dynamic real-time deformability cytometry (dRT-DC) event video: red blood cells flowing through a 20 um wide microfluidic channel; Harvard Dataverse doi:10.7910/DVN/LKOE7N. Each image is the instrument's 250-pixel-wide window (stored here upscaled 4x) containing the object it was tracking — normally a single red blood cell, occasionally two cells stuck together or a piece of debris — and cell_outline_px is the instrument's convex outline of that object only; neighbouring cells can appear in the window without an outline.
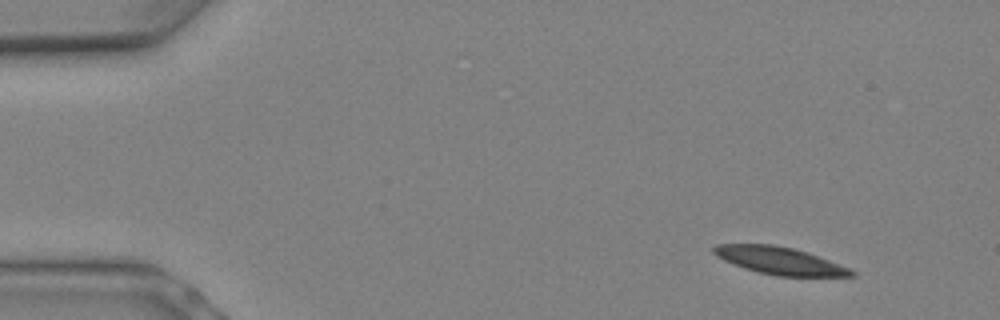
{"species": "Egyptian fruit bat (a non-hibernating species)", "species_latin": "Rousettus aegyptiacus", "temperature_condition": "warm", "stored_images_in_passage": 7, "camera_frame_rate_fps": 3000, "um_per_image_px": 0.085, "animal": {"sex": "female"}, "frame": {"image": 1, "passage_image": 1, "time_ms": 0.0, "image_size_px": [1000, 320], "cell_outline_px": [[856, 276], [776, 276], [744, 268], [724, 260], [716, 256], [712, 252], [712, 248], [716, 244], [772, 244], [792, 248], [808, 252], [848, 268], [856, 272]], "centroid_in_image_um": [66.24, 22.15], "position_along_channel_um": 18.8, "area_um2": 21.79}}
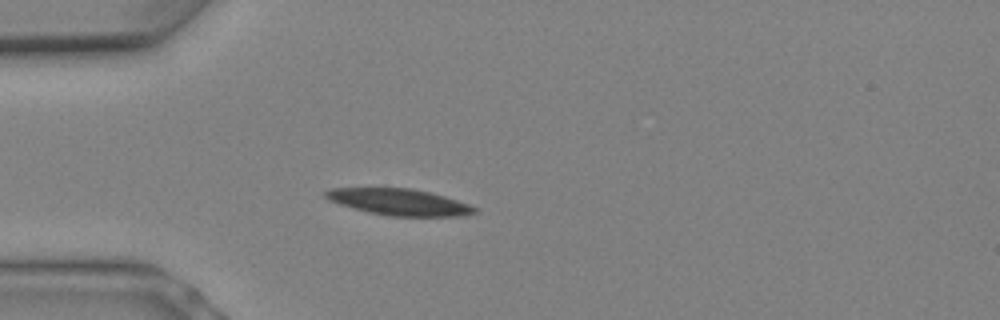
{"frame": {"image": 2, "passage_image": 5, "time_ms": 1.333, "image_size_px": [1000, 320], "cell_outline_px": [[480, 208], [476, 212], [464, 216], [392, 216], [368, 212], [352, 208], [328, 200], [324, 196], [324, 192], [328, 188], [412, 188], [444, 196]], "centroid_in_image_um": [33.92, 17.17], "position_along_channel_um": 51.1, "area_um2": 22.95}}
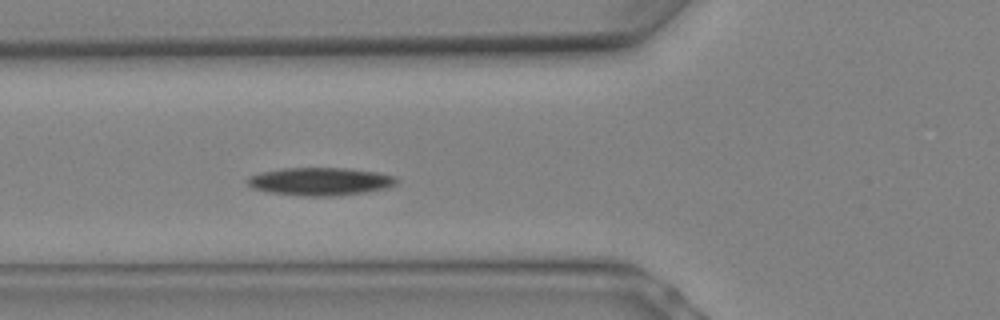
{"frame": {"image": 3, "passage_image": 7, "time_ms": 2.0, "image_size_px": [1000, 320], "cell_outline_px": [[396, 184], [388, 188], [368, 192], [332, 196], [300, 196], [272, 192], [256, 188], [248, 184], [244, 180], [248, 176], [260, 172], [280, 168], [348, 168], [376, 172], [396, 176]], "centroid_in_image_um": [27.23, 15.42], "position_along_channel_um": 98.6, "area_um2": 24.33}}